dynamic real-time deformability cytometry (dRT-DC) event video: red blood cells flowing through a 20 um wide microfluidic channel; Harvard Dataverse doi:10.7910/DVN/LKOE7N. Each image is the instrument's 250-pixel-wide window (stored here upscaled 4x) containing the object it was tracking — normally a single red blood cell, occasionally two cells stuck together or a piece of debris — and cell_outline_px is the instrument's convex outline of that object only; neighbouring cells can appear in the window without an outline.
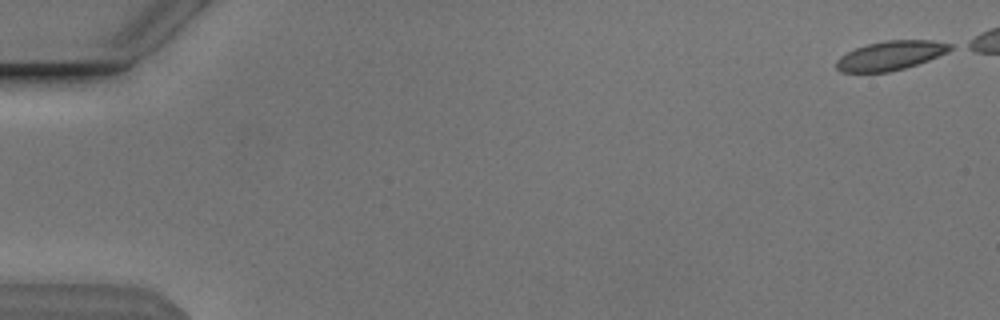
{"species": "Egyptian fruit bat (a non-hibernating species)", "species_latin": "Rousettus aegyptiacus", "temperature_condition": "cold", "stored_images_in_passage": 14, "camera_frame_rate_fps": 3000, "um_per_image_px": 0.085, "animal": {"sex": "male"}, "frame": {"image": 1, "passage_image": 1, "time_ms": 0.0, "image_size_px": [1000, 320], "cell_outline_px": [[956, 48], [948, 52], [928, 60], [904, 68], [888, 72], [840, 72], [836, 68], [836, 60], [840, 56], [856, 48], [868, 44], [888, 40], [932, 40], [952, 44]], "centroid_in_image_um": [75.72, 4.71], "position_along_channel_um": 9.3, "area_um2": 19.31}}